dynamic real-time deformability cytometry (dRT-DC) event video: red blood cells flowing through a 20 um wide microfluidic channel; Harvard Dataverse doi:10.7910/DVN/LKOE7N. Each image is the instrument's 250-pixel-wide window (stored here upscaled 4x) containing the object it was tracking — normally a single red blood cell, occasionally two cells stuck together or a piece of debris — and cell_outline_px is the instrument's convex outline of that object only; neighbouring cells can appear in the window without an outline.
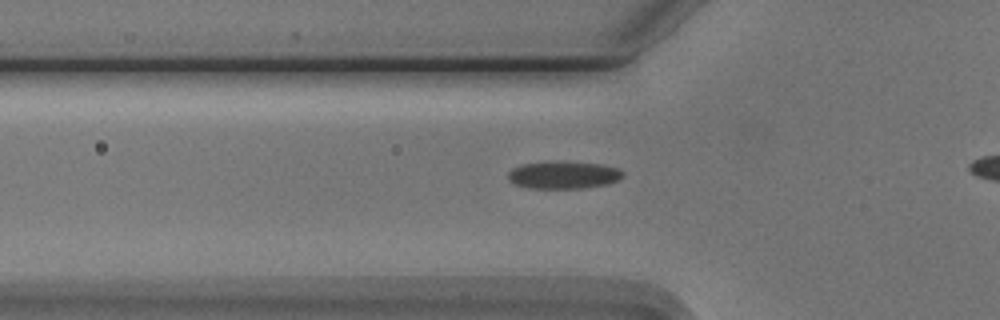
{"species": "Egyptian fruit bat (a non-hibernating species)", "species_latin": "Rousettus aegyptiacus", "temperature_condition": "cold", "stored_images_in_passage": 33, "camera_frame_rate_fps": 3000, "um_per_image_px": 0.085, "animal": {"sex": "male"}, "frame": {"image": 1, "passage_image": 4, "time_ms": 1.0, "image_size_px": [1000, 320], "cell_outline_px": [[624, 176], [616, 180], [604, 184], [580, 188], [528, 188], [516, 184], [508, 180], [508, 172], [512, 168], [520, 164], [556, 160], [604, 164], [620, 168], [624, 172]], "centroid_in_image_um": [47.88, 14.84], "position_along_channel_um": 77.9, "area_um2": 18.67}}
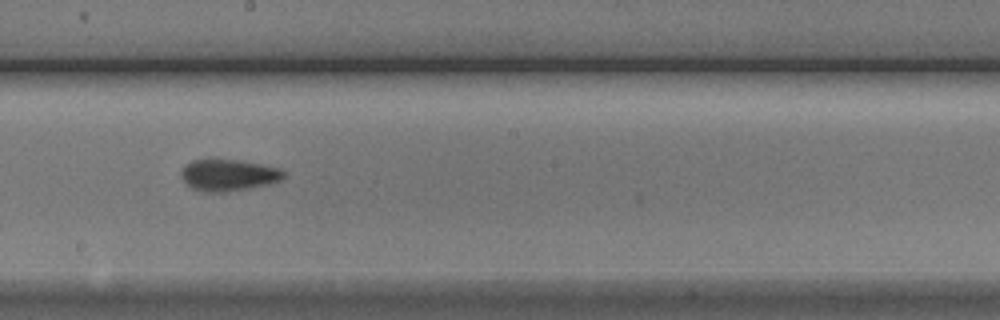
{"frame": {"image": 2, "passage_image": 16, "time_ms": 5.0, "image_size_px": [1000, 320], "cell_outline_px": [[284, 176], [280, 180], [268, 184], [228, 192], [200, 192], [192, 188], [180, 176], [180, 172], [184, 164], [192, 160], [236, 160], [260, 164], [276, 168], [284, 172]], "centroid_in_image_um": [19.35, 14.89], "position_along_channel_um": 228.9, "area_um2": 18.67}}
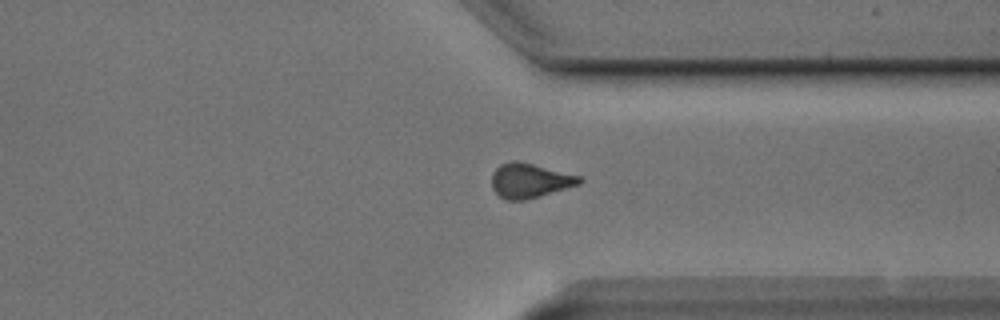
{"frame": {"image": 3, "passage_image": 27, "time_ms": 8.667, "image_size_px": [1000, 320], "cell_outline_px": [[584, 180], [580, 184], [540, 196], [524, 200], [504, 200], [492, 188], [492, 172], [500, 164], [512, 160], [520, 160], [580, 176]], "centroid_in_image_um": [45.02, 15.33], "position_along_channel_um": 366.4, "area_um2": 17.8}, "authors_computed_cell_mechanics": {"area_um2": 17.8024, "velocity_mm_per_s": 3.7561, "shape_relaxation_time_tau1_ms": 3.8044, "shape_relaxation_time_tau2_ms": 2.0355, "deformation_change_tau1": 0.1222, "deformation_change_tau2": 0.0838}}